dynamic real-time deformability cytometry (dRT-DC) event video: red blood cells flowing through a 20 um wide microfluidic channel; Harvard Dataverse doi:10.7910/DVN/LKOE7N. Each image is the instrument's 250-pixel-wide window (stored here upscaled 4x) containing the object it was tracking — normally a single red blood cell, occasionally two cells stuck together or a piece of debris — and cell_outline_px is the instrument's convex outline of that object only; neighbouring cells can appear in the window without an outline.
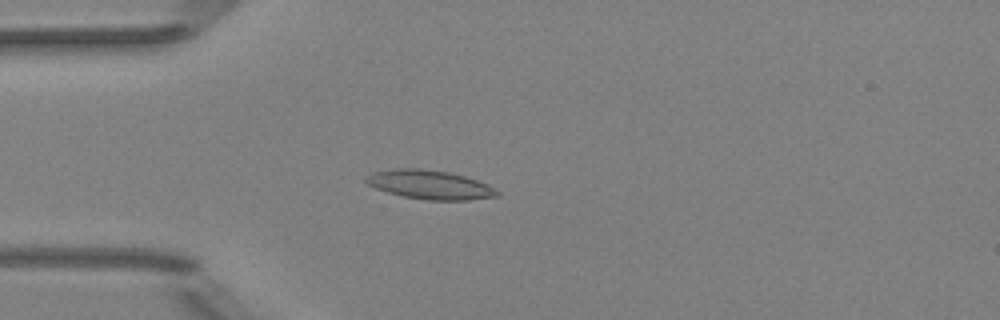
{"species": "Egyptian fruit bat (a non-hibernating species)", "species_latin": "Rousettus aegyptiacus", "temperature_condition": "room temperature", "stored_images_in_passage": 34, "camera_frame_rate_fps": 3000, "um_per_image_px": 0.085, "animal": {"sex": "female"}, "frame": {"image": 1, "passage_image": 15, "time_ms": 4.667, "image_size_px": [1000, 320], "cell_outline_px": [[500, 196], [468, 200], [428, 200], [404, 196], [388, 192], [376, 188], [368, 184], [364, 180], [364, 176], [372, 172], [396, 168], [420, 168], [448, 172], [464, 176], [488, 184], [500, 192]], "centroid_in_image_um": [36.53, 15.69], "position_along_channel_um": 48.5, "area_um2": 22.14}}
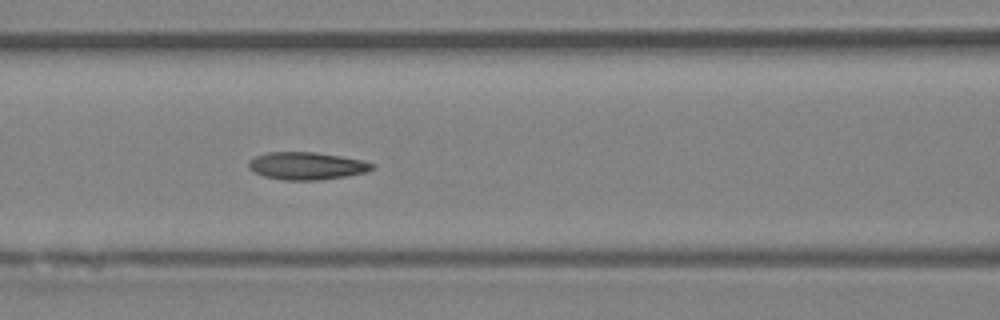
{"frame": {"image": 2, "passage_image": 23, "time_ms": 7.333, "image_size_px": [1000, 320], "cell_outline_px": [[376, 168], [368, 172], [348, 176], [320, 180], [284, 180], [264, 176], [252, 172], [248, 168], [248, 160], [256, 156], [268, 152], [312, 152], [340, 156], [364, 160], [376, 164]], "centroid_in_image_um": [26.1, 14.1], "position_along_channel_um": 140.5, "area_um2": 20.11}}
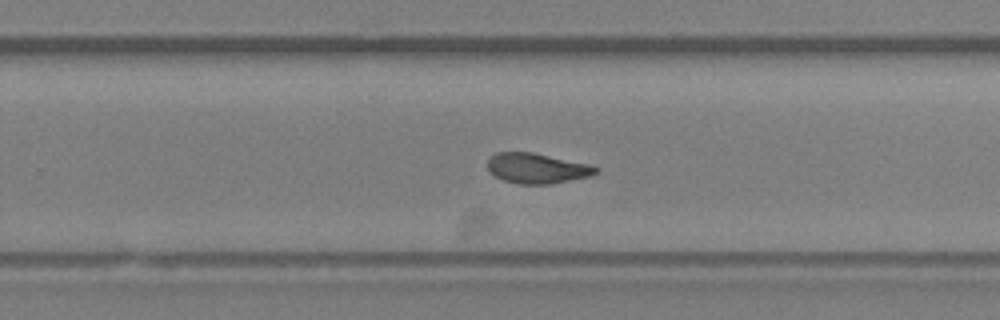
{"frame": {"image": 3, "passage_image": 34, "time_ms": 11.0, "image_size_px": [1000, 320], "cell_outline_px": [[600, 172], [588, 176], [548, 184], [520, 184], [504, 180], [496, 176], [488, 168], [488, 160], [496, 152], [532, 152], [592, 164], [600, 168]], "centroid_in_image_um": [45.69, 14.29], "position_along_channel_um": 284.1, "area_um2": 18.96}}